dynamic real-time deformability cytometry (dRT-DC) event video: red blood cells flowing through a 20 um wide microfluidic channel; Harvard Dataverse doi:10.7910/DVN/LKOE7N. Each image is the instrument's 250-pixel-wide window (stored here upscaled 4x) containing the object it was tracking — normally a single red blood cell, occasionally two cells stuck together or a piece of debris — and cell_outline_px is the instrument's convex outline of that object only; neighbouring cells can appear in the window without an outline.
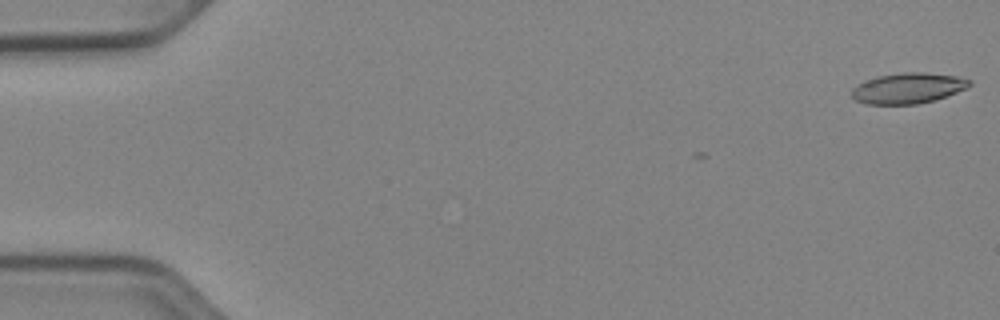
{"species": "Egyptian fruit bat (a non-hibernating species)", "species_latin": "Rousettus aegyptiacus", "temperature_condition": "cold", "stored_images_in_passage": 46, "camera_frame_rate_fps": 3000, "um_per_image_px": 0.085, "animal": {"sex": "female"}, "frame": {"image": 1, "passage_image": 1, "time_ms": 0.0, "image_size_px": [1000, 320], "cell_outline_px": [[972, 84], [968, 88], [932, 100], [916, 104], [868, 104], [856, 100], [852, 96], [852, 88], [856, 84], [864, 80], [876, 76], [904, 72], [924, 72], [956, 76], [972, 80]], "centroid_in_image_um": [77.16, 7.48], "position_along_channel_um": 7.8, "area_um2": 20.98}}
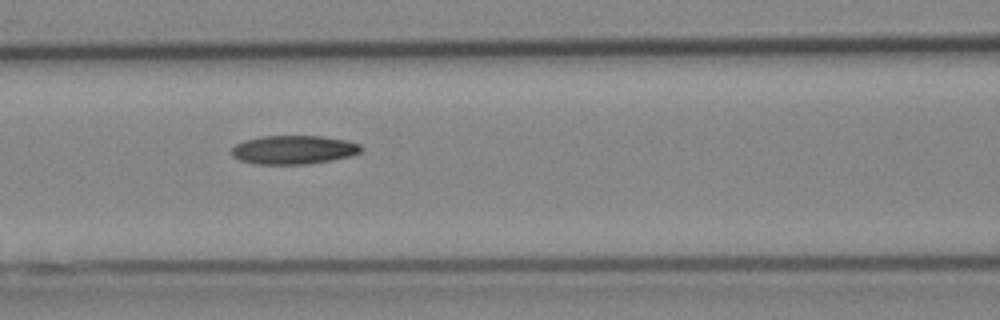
{"frame": {"image": 2, "passage_image": 23, "time_ms": 7.333, "image_size_px": [1000, 320], "cell_outline_px": [[364, 148], [360, 152], [348, 156], [308, 164], [256, 164], [240, 160], [232, 156], [232, 148], [236, 144], [244, 140], [264, 136], [320, 136], [348, 140], [360, 144]], "centroid_in_image_um": [24.95, 12.72], "position_along_channel_um": 141.6, "area_um2": 21.56}}
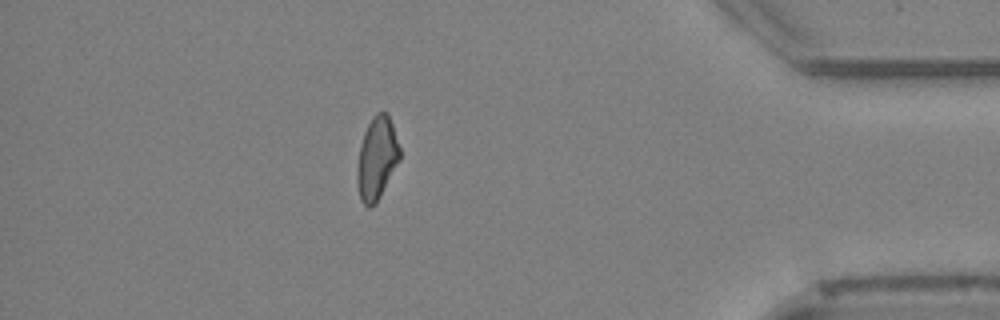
{"frame": {"image": 3, "passage_image": 46, "time_ms": 15.0, "image_size_px": [1000, 320], "cell_outline_px": [[400, 160], [376, 204], [368, 208], [360, 200], [356, 180], [356, 176], [360, 144], [364, 132], [372, 116], [376, 112], [388, 112], [400, 148]], "centroid_in_image_um": [32.02, 13.46], "position_along_channel_um": 403.2, "area_um2": 20.69}}